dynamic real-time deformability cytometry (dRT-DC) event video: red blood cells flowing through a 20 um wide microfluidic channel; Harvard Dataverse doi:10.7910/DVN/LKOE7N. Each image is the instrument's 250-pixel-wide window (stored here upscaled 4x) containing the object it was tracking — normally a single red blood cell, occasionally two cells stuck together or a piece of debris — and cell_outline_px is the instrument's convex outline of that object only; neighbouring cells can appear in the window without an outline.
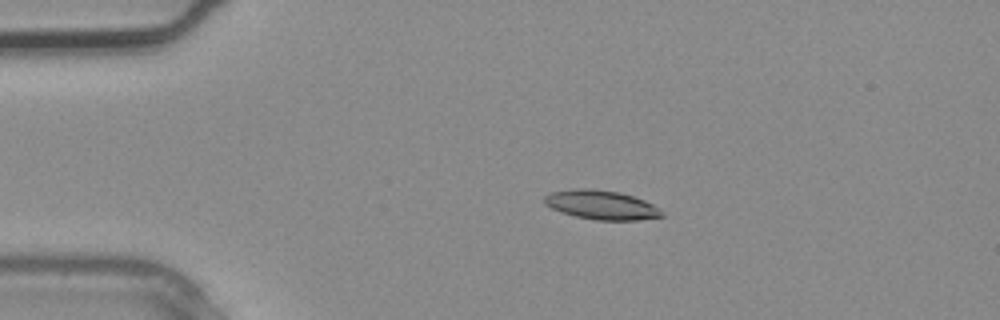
{"species": "common noctule bat (a hibernating species)", "species_latin": "Nyctalus noctula", "temperature_condition": "warm", "stored_images_in_passage": 2, "camera_frame_rate_fps": 3000, "um_per_image_px": 0.085, "animal": {"sex": "male", "body_mass_g": 20.4}, "frame": {"image": 1, "passage_image": 1, "time_ms": 0.0, "image_size_px": [1000, 320], "cell_outline_px": [[664, 216], [636, 220], [596, 220], [576, 216], [560, 212], [544, 204], [544, 196], [552, 192], [576, 188], [588, 188], [620, 192], [644, 200], [660, 208]], "centroid_in_image_um": [51.11, 17.41], "position_along_channel_um": 33.9, "area_um2": 19.88}}